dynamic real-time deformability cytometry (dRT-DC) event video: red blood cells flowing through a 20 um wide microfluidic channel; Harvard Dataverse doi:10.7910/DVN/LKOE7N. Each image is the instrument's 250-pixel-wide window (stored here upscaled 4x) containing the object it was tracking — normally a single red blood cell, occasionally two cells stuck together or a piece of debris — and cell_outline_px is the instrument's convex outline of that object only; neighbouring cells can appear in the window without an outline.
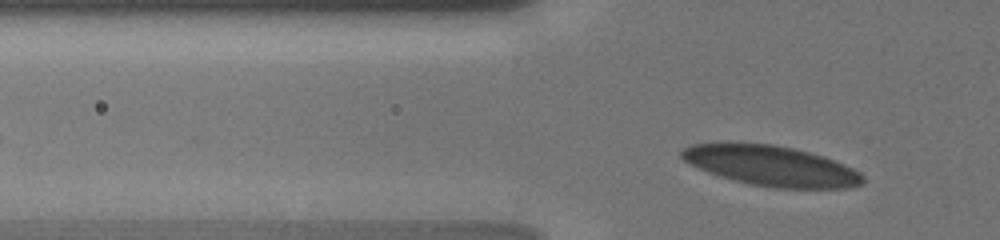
{"species": "human", "species_latin": "Homo sapiens", "temperature_condition": "cold", "stored_images_in_passage": 5, "segment_of_instrument_passage": [2, 2], "camera_frame_rate_fps": 3000, "um_per_image_px": 0.085, "donor": {"sex": "male"}, "frame": {"image": 1, "passage_image": 5, "time_ms": 3.333, "image_size_px": [1000, 240], "cell_outline_px": [[864, 184], [844, 188], [776, 188], [752, 184], [720, 176], [708, 172], [684, 160], [680, 156], [680, 152], [684, 148], [692, 144], [724, 140], [736, 140], [772, 144], [792, 148], [824, 156], [844, 164], [860, 172], [864, 176]], "centroid_in_image_um": [65.51, 14.05], "position_along_channel_um": 60.3, "area_um2": 43.06}}